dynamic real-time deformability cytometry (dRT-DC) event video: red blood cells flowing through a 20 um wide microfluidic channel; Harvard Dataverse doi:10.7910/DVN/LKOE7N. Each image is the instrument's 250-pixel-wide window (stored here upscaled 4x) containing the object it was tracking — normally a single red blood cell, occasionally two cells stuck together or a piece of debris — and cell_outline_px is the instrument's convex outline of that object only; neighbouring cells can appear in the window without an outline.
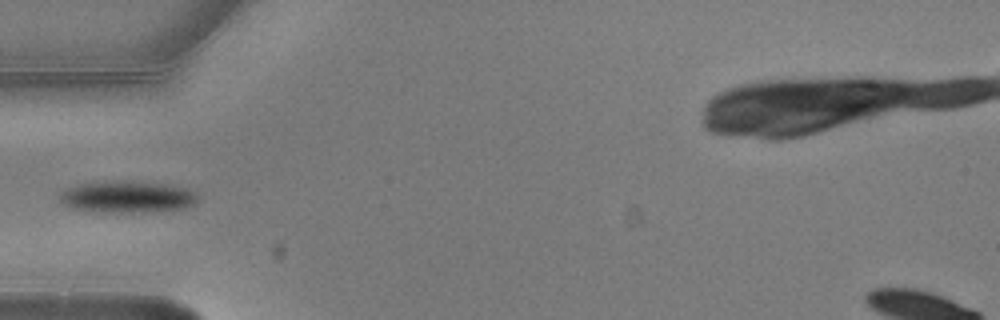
{"species": "common noctule bat (a hibernating species)", "species_latin": "Nyctalus noctula", "temperature_condition": "warm", "stored_images_in_passage": 5, "camera_frame_rate_fps": 3000, "um_per_image_px": 0.085, "animal": {"sex": "male", "body_mass_g": 20.5, "forearm_length_mm": 52.5}, "frame": {"image": 1, "passage_image": 4, "time_ms": 1.0, "image_size_px": [1000, 320], "cell_outline_px": [[196, 200], [192, 204], [184, 208], [156, 212], [96, 212], [72, 208], [64, 204], [60, 200], [60, 192], [76, 184], [112, 180], [164, 184], [184, 188], [192, 192], [196, 196]], "centroid_in_image_um": [10.74, 16.74], "position_along_channel_um": 74.3, "area_um2": 25.37}}
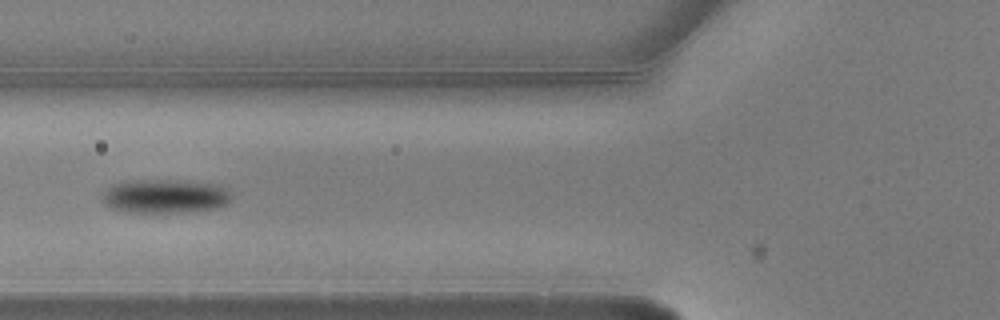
{"frame": {"image": 2, "passage_image": 5, "time_ms": 1.333, "image_size_px": [1000, 320], "cell_outline_px": [[232, 196], [224, 204], [216, 208], [196, 212], [124, 212], [112, 208], [104, 204], [104, 196], [108, 188], [116, 184], [132, 180], [160, 180], [216, 184], [228, 188], [232, 192]], "centroid_in_image_um": [14.08, 16.7], "position_along_channel_um": 111.7, "area_um2": 25.2}}